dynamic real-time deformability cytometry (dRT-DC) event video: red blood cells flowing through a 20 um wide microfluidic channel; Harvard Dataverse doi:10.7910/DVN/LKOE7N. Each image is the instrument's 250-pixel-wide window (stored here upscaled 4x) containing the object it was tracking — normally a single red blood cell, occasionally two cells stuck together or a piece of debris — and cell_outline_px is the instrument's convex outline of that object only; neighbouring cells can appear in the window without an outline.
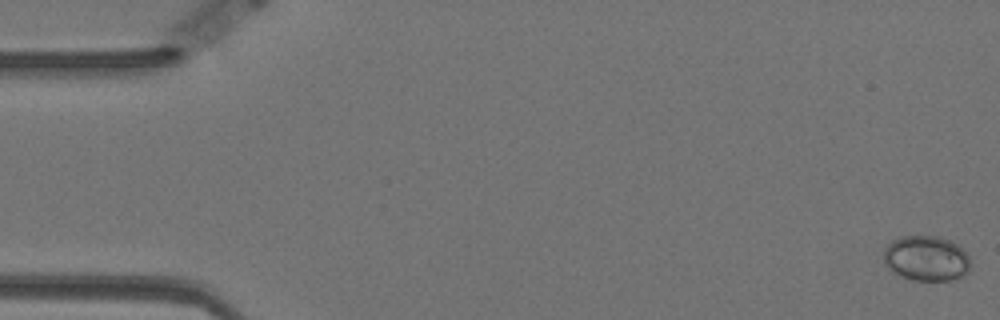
{"species": "Egyptian fruit bat (a non-hibernating species)", "species_latin": "Rousettus aegyptiacus", "temperature_condition": "warm", "stored_images_in_passage": 59, "camera_frame_rate_fps": 3000, "um_per_image_px": 0.085, "animal": {"sex": "female"}, "frame": {"image": 1, "passage_image": 1, "time_ms": 0.0, "image_size_px": [1000, 320], "cell_outline_px": [[972, 264], [968, 272], [964, 276], [952, 280], [912, 280], [888, 268], [884, 264], [884, 248], [892, 240], [900, 236], [940, 236], [952, 240], [968, 256]], "centroid_in_image_um": [78.76, 21.95], "position_along_channel_um": 6.2, "area_um2": 23.0}}
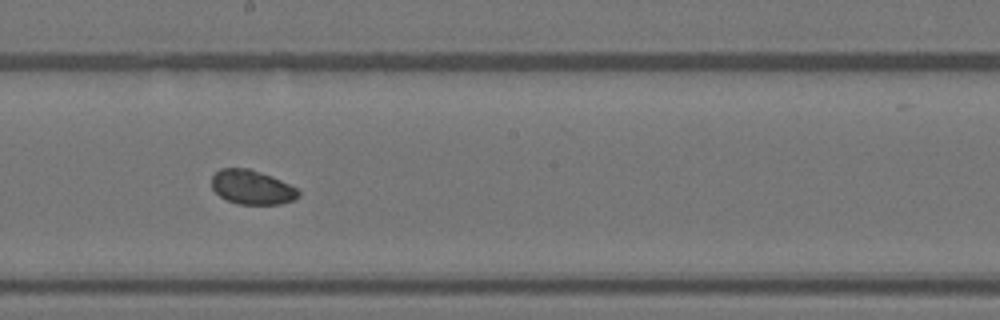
{"frame": {"image": 2, "passage_image": 32, "time_ms": 10.333, "image_size_px": [1000, 320], "cell_outline_px": [[300, 196], [292, 200], [280, 204], [236, 204], [220, 196], [212, 188], [212, 176], [220, 168], [248, 168], [272, 176], [296, 188], [300, 192]], "centroid_in_image_um": [21.4, 15.91], "position_along_channel_um": 226.8, "area_um2": 17.22}}
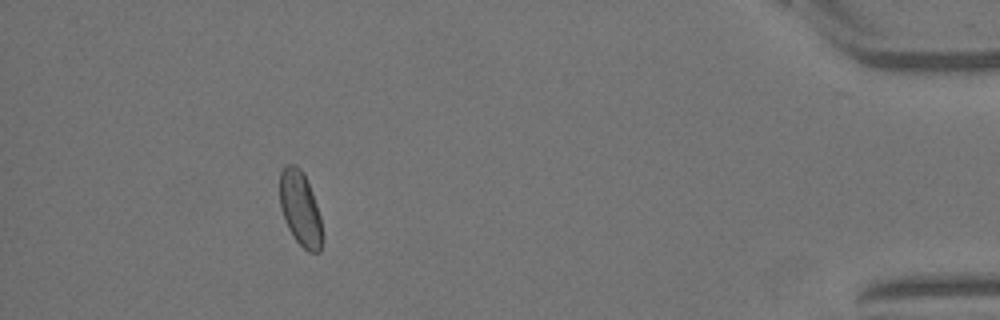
{"frame": {"image": 3, "passage_image": 53, "time_ms": 17.333, "image_size_px": [1000, 320], "cell_outline_px": [[324, 240], [320, 252], [308, 252], [292, 236], [284, 220], [280, 208], [280, 172], [288, 164], [296, 164], [304, 172], [312, 192], [320, 216], [324, 236]], "centroid_in_image_um": [25.54, 17.76], "position_along_channel_um": 409.7, "area_um2": 18.79}}